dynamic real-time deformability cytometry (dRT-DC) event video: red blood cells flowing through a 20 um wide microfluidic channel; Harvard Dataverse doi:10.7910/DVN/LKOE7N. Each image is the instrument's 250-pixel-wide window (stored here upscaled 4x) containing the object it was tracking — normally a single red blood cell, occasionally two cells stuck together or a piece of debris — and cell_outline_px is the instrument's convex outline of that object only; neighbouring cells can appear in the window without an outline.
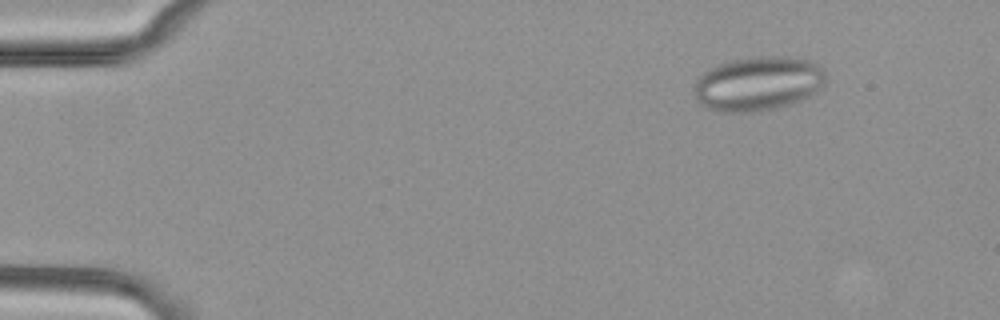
{"species": "common noctule bat (a hibernating species)", "species_latin": "Nyctalus noctula", "temperature_condition": "cold", "stored_images_in_passage": 16, "camera_frame_rate_fps": 3000, "um_per_image_px": 0.085, "animal": {"sex": "female", "body_mass_g": 29.2, "forearm_length_mm": 56.3}, "frame": {"image": 1, "passage_image": 7, "time_ms": 2.0, "image_size_px": [1000, 320], "cell_outline_px": [[824, 84], [812, 96], [792, 104], [760, 112], [720, 112], [708, 108], [700, 104], [696, 100], [692, 88], [696, 80], [708, 68], [728, 60], [756, 56], [788, 56], [812, 60], [824, 68]], "centroid_in_image_um": [64.43, 7.1], "position_along_channel_um": 20.6, "area_um2": 42.54}}